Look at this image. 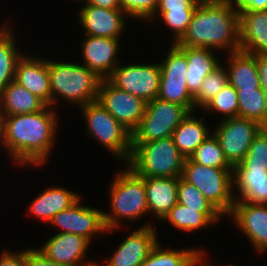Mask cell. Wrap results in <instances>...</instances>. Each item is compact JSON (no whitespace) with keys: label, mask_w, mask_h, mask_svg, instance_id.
<instances>
[{"label":"cell","mask_w":267,"mask_h":266,"mask_svg":"<svg viewBox=\"0 0 267 266\" xmlns=\"http://www.w3.org/2000/svg\"><path fill=\"white\" fill-rule=\"evenodd\" d=\"M54 107L21 115H0L2 144L13 161L21 165H43L54 144L57 115Z\"/></svg>","instance_id":"cell-1"},{"label":"cell","mask_w":267,"mask_h":266,"mask_svg":"<svg viewBox=\"0 0 267 266\" xmlns=\"http://www.w3.org/2000/svg\"><path fill=\"white\" fill-rule=\"evenodd\" d=\"M233 167L267 168V127L255 136L245 158Z\"/></svg>","instance_id":"cell-35"},{"label":"cell","mask_w":267,"mask_h":266,"mask_svg":"<svg viewBox=\"0 0 267 266\" xmlns=\"http://www.w3.org/2000/svg\"><path fill=\"white\" fill-rule=\"evenodd\" d=\"M26 266H62L47 258L38 249H26Z\"/></svg>","instance_id":"cell-40"},{"label":"cell","mask_w":267,"mask_h":266,"mask_svg":"<svg viewBox=\"0 0 267 266\" xmlns=\"http://www.w3.org/2000/svg\"><path fill=\"white\" fill-rule=\"evenodd\" d=\"M127 168V169H126ZM119 171L110 187L111 213L104 212V223L108 232L123 222L136 221L148 214L144 179L129 166Z\"/></svg>","instance_id":"cell-4"},{"label":"cell","mask_w":267,"mask_h":266,"mask_svg":"<svg viewBox=\"0 0 267 266\" xmlns=\"http://www.w3.org/2000/svg\"><path fill=\"white\" fill-rule=\"evenodd\" d=\"M160 65V86L158 98L184 106L189 112H195L193 95L186 83L187 58L175 45H171Z\"/></svg>","instance_id":"cell-9"},{"label":"cell","mask_w":267,"mask_h":266,"mask_svg":"<svg viewBox=\"0 0 267 266\" xmlns=\"http://www.w3.org/2000/svg\"><path fill=\"white\" fill-rule=\"evenodd\" d=\"M222 216L218 209H191L177 202L161 221L170 222L184 232H192L216 223Z\"/></svg>","instance_id":"cell-26"},{"label":"cell","mask_w":267,"mask_h":266,"mask_svg":"<svg viewBox=\"0 0 267 266\" xmlns=\"http://www.w3.org/2000/svg\"><path fill=\"white\" fill-rule=\"evenodd\" d=\"M84 4H92L107 9H121L119 0H84Z\"/></svg>","instance_id":"cell-44"},{"label":"cell","mask_w":267,"mask_h":266,"mask_svg":"<svg viewBox=\"0 0 267 266\" xmlns=\"http://www.w3.org/2000/svg\"><path fill=\"white\" fill-rule=\"evenodd\" d=\"M187 58L186 83L194 96L203 80L221 63L212 49L199 47H178ZM212 51V52H211Z\"/></svg>","instance_id":"cell-24"},{"label":"cell","mask_w":267,"mask_h":266,"mask_svg":"<svg viewBox=\"0 0 267 266\" xmlns=\"http://www.w3.org/2000/svg\"><path fill=\"white\" fill-rule=\"evenodd\" d=\"M47 105L16 81L0 92V115H21L43 110Z\"/></svg>","instance_id":"cell-25"},{"label":"cell","mask_w":267,"mask_h":266,"mask_svg":"<svg viewBox=\"0 0 267 266\" xmlns=\"http://www.w3.org/2000/svg\"><path fill=\"white\" fill-rule=\"evenodd\" d=\"M203 111H213L223 114L224 118L238 116L237 90L228 82L204 107Z\"/></svg>","instance_id":"cell-34"},{"label":"cell","mask_w":267,"mask_h":266,"mask_svg":"<svg viewBox=\"0 0 267 266\" xmlns=\"http://www.w3.org/2000/svg\"><path fill=\"white\" fill-rule=\"evenodd\" d=\"M0 255V266H26V249L16 253L4 250Z\"/></svg>","instance_id":"cell-41"},{"label":"cell","mask_w":267,"mask_h":266,"mask_svg":"<svg viewBox=\"0 0 267 266\" xmlns=\"http://www.w3.org/2000/svg\"><path fill=\"white\" fill-rule=\"evenodd\" d=\"M229 215L251 241L256 252L262 254L267 251V205L235 202Z\"/></svg>","instance_id":"cell-18"},{"label":"cell","mask_w":267,"mask_h":266,"mask_svg":"<svg viewBox=\"0 0 267 266\" xmlns=\"http://www.w3.org/2000/svg\"><path fill=\"white\" fill-rule=\"evenodd\" d=\"M233 168H215L184 161L182 178L197 187L224 216L229 215L235 203L233 194Z\"/></svg>","instance_id":"cell-6"},{"label":"cell","mask_w":267,"mask_h":266,"mask_svg":"<svg viewBox=\"0 0 267 266\" xmlns=\"http://www.w3.org/2000/svg\"><path fill=\"white\" fill-rule=\"evenodd\" d=\"M185 158L174 144L172 137L132 143L129 166L141 177H181Z\"/></svg>","instance_id":"cell-5"},{"label":"cell","mask_w":267,"mask_h":266,"mask_svg":"<svg viewBox=\"0 0 267 266\" xmlns=\"http://www.w3.org/2000/svg\"><path fill=\"white\" fill-rule=\"evenodd\" d=\"M198 4L196 0H158L155 12L196 10Z\"/></svg>","instance_id":"cell-39"},{"label":"cell","mask_w":267,"mask_h":266,"mask_svg":"<svg viewBox=\"0 0 267 266\" xmlns=\"http://www.w3.org/2000/svg\"><path fill=\"white\" fill-rule=\"evenodd\" d=\"M160 77L159 63H136L118 65L108 80L117 88L150 102L158 97Z\"/></svg>","instance_id":"cell-11"},{"label":"cell","mask_w":267,"mask_h":266,"mask_svg":"<svg viewBox=\"0 0 267 266\" xmlns=\"http://www.w3.org/2000/svg\"><path fill=\"white\" fill-rule=\"evenodd\" d=\"M13 31L9 26L0 27V92L15 77V70L23 54L16 48Z\"/></svg>","instance_id":"cell-29"},{"label":"cell","mask_w":267,"mask_h":266,"mask_svg":"<svg viewBox=\"0 0 267 266\" xmlns=\"http://www.w3.org/2000/svg\"><path fill=\"white\" fill-rule=\"evenodd\" d=\"M240 50L267 56V10H238Z\"/></svg>","instance_id":"cell-20"},{"label":"cell","mask_w":267,"mask_h":266,"mask_svg":"<svg viewBox=\"0 0 267 266\" xmlns=\"http://www.w3.org/2000/svg\"><path fill=\"white\" fill-rule=\"evenodd\" d=\"M144 179L149 214L156 219L164 216L177 204V185L179 177H142Z\"/></svg>","instance_id":"cell-22"},{"label":"cell","mask_w":267,"mask_h":266,"mask_svg":"<svg viewBox=\"0 0 267 266\" xmlns=\"http://www.w3.org/2000/svg\"><path fill=\"white\" fill-rule=\"evenodd\" d=\"M228 82L227 70L220 64L206 76L199 90L193 96L194 108H203Z\"/></svg>","instance_id":"cell-33"},{"label":"cell","mask_w":267,"mask_h":266,"mask_svg":"<svg viewBox=\"0 0 267 266\" xmlns=\"http://www.w3.org/2000/svg\"><path fill=\"white\" fill-rule=\"evenodd\" d=\"M196 1L200 4V3H214L222 0H196Z\"/></svg>","instance_id":"cell-46"},{"label":"cell","mask_w":267,"mask_h":266,"mask_svg":"<svg viewBox=\"0 0 267 266\" xmlns=\"http://www.w3.org/2000/svg\"><path fill=\"white\" fill-rule=\"evenodd\" d=\"M205 251H200L197 255H196V258H195V261H194V265L193 266H216V265H210V264H207L205 263L204 259H205ZM229 266H231V264H229Z\"/></svg>","instance_id":"cell-45"},{"label":"cell","mask_w":267,"mask_h":266,"mask_svg":"<svg viewBox=\"0 0 267 266\" xmlns=\"http://www.w3.org/2000/svg\"><path fill=\"white\" fill-rule=\"evenodd\" d=\"M0 141L2 142V121L0 118Z\"/></svg>","instance_id":"cell-48"},{"label":"cell","mask_w":267,"mask_h":266,"mask_svg":"<svg viewBox=\"0 0 267 266\" xmlns=\"http://www.w3.org/2000/svg\"><path fill=\"white\" fill-rule=\"evenodd\" d=\"M177 47H199L207 49L240 50L239 14L227 0L200 3Z\"/></svg>","instance_id":"cell-2"},{"label":"cell","mask_w":267,"mask_h":266,"mask_svg":"<svg viewBox=\"0 0 267 266\" xmlns=\"http://www.w3.org/2000/svg\"><path fill=\"white\" fill-rule=\"evenodd\" d=\"M128 16L122 9H107L84 4L79 10V21L85 35L120 39Z\"/></svg>","instance_id":"cell-17"},{"label":"cell","mask_w":267,"mask_h":266,"mask_svg":"<svg viewBox=\"0 0 267 266\" xmlns=\"http://www.w3.org/2000/svg\"><path fill=\"white\" fill-rule=\"evenodd\" d=\"M80 197L77 193L61 186L50 187L32 201L29 214L49 223L53 216L71 207Z\"/></svg>","instance_id":"cell-23"},{"label":"cell","mask_w":267,"mask_h":266,"mask_svg":"<svg viewBox=\"0 0 267 266\" xmlns=\"http://www.w3.org/2000/svg\"><path fill=\"white\" fill-rule=\"evenodd\" d=\"M194 11L195 10L155 12L148 21L152 22L156 19V15H160L164 20L163 22L167 24L166 26L173 30L174 38L172 39V42L173 44H176L185 34Z\"/></svg>","instance_id":"cell-37"},{"label":"cell","mask_w":267,"mask_h":266,"mask_svg":"<svg viewBox=\"0 0 267 266\" xmlns=\"http://www.w3.org/2000/svg\"><path fill=\"white\" fill-rule=\"evenodd\" d=\"M121 9L128 17L148 20L156 11L158 0H119Z\"/></svg>","instance_id":"cell-38"},{"label":"cell","mask_w":267,"mask_h":266,"mask_svg":"<svg viewBox=\"0 0 267 266\" xmlns=\"http://www.w3.org/2000/svg\"><path fill=\"white\" fill-rule=\"evenodd\" d=\"M189 111L182 105L155 98L147 102L144 116L132 132V143H145L172 137Z\"/></svg>","instance_id":"cell-8"},{"label":"cell","mask_w":267,"mask_h":266,"mask_svg":"<svg viewBox=\"0 0 267 266\" xmlns=\"http://www.w3.org/2000/svg\"><path fill=\"white\" fill-rule=\"evenodd\" d=\"M194 162L215 168H233L226 159L216 136L211 133L190 157Z\"/></svg>","instance_id":"cell-32"},{"label":"cell","mask_w":267,"mask_h":266,"mask_svg":"<svg viewBox=\"0 0 267 266\" xmlns=\"http://www.w3.org/2000/svg\"><path fill=\"white\" fill-rule=\"evenodd\" d=\"M257 70L262 89H267V56L257 55Z\"/></svg>","instance_id":"cell-43"},{"label":"cell","mask_w":267,"mask_h":266,"mask_svg":"<svg viewBox=\"0 0 267 266\" xmlns=\"http://www.w3.org/2000/svg\"><path fill=\"white\" fill-rule=\"evenodd\" d=\"M237 10L260 11L267 10V0H227Z\"/></svg>","instance_id":"cell-42"},{"label":"cell","mask_w":267,"mask_h":266,"mask_svg":"<svg viewBox=\"0 0 267 266\" xmlns=\"http://www.w3.org/2000/svg\"><path fill=\"white\" fill-rule=\"evenodd\" d=\"M213 131L228 162L235 166L246 156L253 139L263 128L245 117L223 119Z\"/></svg>","instance_id":"cell-10"},{"label":"cell","mask_w":267,"mask_h":266,"mask_svg":"<svg viewBox=\"0 0 267 266\" xmlns=\"http://www.w3.org/2000/svg\"><path fill=\"white\" fill-rule=\"evenodd\" d=\"M265 102H266V127H267V89H263Z\"/></svg>","instance_id":"cell-47"},{"label":"cell","mask_w":267,"mask_h":266,"mask_svg":"<svg viewBox=\"0 0 267 266\" xmlns=\"http://www.w3.org/2000/svg\"><path fill=\"white\" fill-rule=\"evenodd\" d=\"M48 72L52 107L59 101L58 97L71 104L75 102L78 108L97 100L102 79L85 65L48 60Z\"/></svg>","instance_id":"cell-3"},{"label":"cell","mask_w":267,"mask_h":266,"mask_svg":"<svg viewBox=\"0 0 267 266\" xmlns=\"http://www.w3.org/2000/svg\"><path fill=\"white\" fill-rule=\"evenodd\" d=\"M79 199L71 207L53 216L50 224L60 228L58 233H72L86 238L90 243L97 233H107L104 212L99 209L82 206Z\"/></svg>","instance_id":"cell-13"},{"label":"cell","mask_w":267,"mask_h":266,"mask_svg":"<svg viewBox=\"0 0 267 266\" xmlns=\"http://www.w3.org/2000/svg\"><path fill=\"white\" fill-rule=\"evenodd\" d=\"M229 56L228 81L236 89H262L257 70V55L241 50Z\"/></svg>","instance_id":"cell-27"},{"label":"cell","mask_w":267,"mask_h":266,"mask_svg":"<svg viewBox=\"0 0 267 266\" xmlns=\"http://www.w3.org/2000/svg\"><path fill=\"white\" fill-rule=\"evenodd\" d=\"M90 244L86 238L76 234L56 233L38 250L62 266H97V262L84 261Z\"/></svg>","instance_id":"cell-16"},{"label":"cell","mask_w":267,"mask_h":266,"mask_svg":"<svg viewBox=\"0 0 267 266\" xmlns=\"http://www.w3.org/2000/svg\"><path fill=\"white\" fill-rule=\"evenodd\" d=\"M238 116L266 127V102L263 89H238Z\"/></svg>","instance_id":"cell-31"},{"label":"cell","mask_w":267,"mask_h":266,"mask_svg":"<svg viewBox=\"0 0 267 266\" xmlns=\"http://www.w3.org/2000/svg\"><path fill=\"white\" fill-rule=\"evenodd\" d=\"M82 43L83 63L99 78L108 79L119 65V39L85 35Z\"/></svg>","instance_id":"cell-15"},{"label":"cell","mask_w":267,"mask_h":266,"mask_svg":"<svg viewBox=\"0 0 267 266\" xmlns=\"http://www.w3.org/2000/svg\"><path fill=\"white\" fill-rule=\"evenodd\" d=\"M87 123V134L121 160H130L132 133L110 114L98 100L80 107Z\"/></svg>","instance_id":"cell-7"},{"label":"cell","mask_w":267,"mask_h":266,"mask_svg":"<svg viewBox=\"0 0 267 266\" xmlns=\"http://www.w3.org/2000/svg\"><path fill=\"white\" fill-rule=\"evenodd\" d=\"M189 112L172 133V139L181 155L190 158L196 148L211 134L204 121V116L196 118Z\"/></svg>","instance_id":"cell-28"},{"label":"cell","mask_w":267,"mask_h":266,"mask_svg":"<svg viewBox=\"0 0 267 266\" xmlns=\"http://www.w3.org/2000/svg\"><path fill=\"white\" fill-rule=\"evenodd\" d=\"M233 184L241 195L235 202L267 205V168L233 167Z\"/></svg>","instance_id":"cell-21"},{"label":"cell","mask_w":267,"mask_h":266,"mask_svg":"<svg viewBox=\"0 0 267 266\" xmlns=\"http://www.w3.org/2000/svg\"><path fill=\"white\" fill-rule=\"evenodd\" d=\"M97 100L131 133L138 127L147 104L142 98L117 88L108 79L101 80Z\"/></svg>","instance_id":"cell-12"},{"label":"cell","mask_w":267,"mask_h":266,"mask_svg":"<svg viewBox=\"0 0 267 266\" xmlns=\"http://www.w3.org/2000/svg\"><path fill=\"white\" fill-rule=\"evenodd\" d=\"M152 223H145L142 227L130 233L117 247L105 266H141L157 244V231ZM97 266H100L97 263Z\"/></svg>","instance_id":"cell-14"},{"label":"cell","mask_w":267,"mask_h":266,"mask_svg":"<svg viewBox=\"0 0 267 266\" xmlns=\"http://www.w3.org/2000/svg\"><path fill=\"white\" fill-rule=\"evenodd\" d=\"M198 249H162L159 241L141 266H193Z\"/></svg>","instance_id":"cell-30"},{"label":"cell","mask_w":267,"mask_h":266,"mask_svg":"<svg viewBox=\"0 0 267 266\" xmlns=\"http://www.w3.org/2000/svg\"><path fill=\"white\" fill-rule=\"evenodd\" d=\"M14 81L51 106L48 59L23 54L16 66Z\"/></svg>","instance_id":"cell-19"},{"label":"cell","mask_w":267,"mask_h":266,"mask_svg":"<svg viewBox=\"0 0 267 266\" xmlns=\"http://www.w3.org/2000/svg\"><path fill=\"white\" fill-rule=\"evenodd\" d=\"M177 202L191 209H217L197 187L182 177L178 178Z\"/></svg>","instance_id":"cell-36"}]
</instances>
